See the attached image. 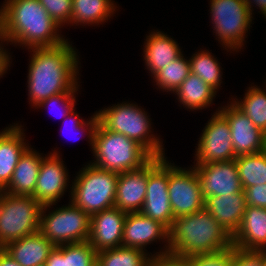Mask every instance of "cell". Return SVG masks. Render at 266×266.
I'll return each instance as SVG.
<instances>
[{"mask_svg":"<svg viewBox=\"0 0 266 266\" xmlns=\"http://www.w3.org/2000/svg\"><path fill=\"white\" fill-rule=\"evenodd\" d=\"M66 39L55 47L31 48L28 68V100L37 106L45 99L61 93L79 91V56ZM33 52V53H32Z\"/></svg>","mask_w":266,"mask_h":266,"instance_id":"cell-1","label":"cell"},{"mask_svg":"<svg viewBox=\"0 0 266 266\" xmlns=\"http://www.w3.org/2000/svg\"><path fill=\"white\" fill-rule=\"evenodd\" d=\"M3 7L8 44L27 47L29 51L31 48L55 47L66 41L60 33L61 27L39 0H5Z\"/></svg>","mask_w":266,"mask_h":266,"instance_id":"cell-2","label":"cell"},{"mask_svg":"<svg viewBox=\"0 0 266 266\" xmlns=\"http://www.w3.org/2000/svg\"><path fill=\"white\" fill-rule=\"evenodd\" d=\"M232 245V236L203 208L173 220L169 229L167 255L187 258L220 251Z\"/></svg>","mask_w":266,"mask_h":266,"instance_id":"cell-3","label":"cell"},{"mask_svg":"<svg viewBox=\"0 0 266 266\" xmlns=\"http://www.w3.org/2000/svg\"><path fill=\"white\" fill-rule=\"evenodd\" d=\"M92 152L95 160L90 164L116 173L139 169L152 158L140 144L107 130L100 122L94 132Z\"/></svg>","mask_w":266,"mask_h":266,"instance_id":"cell-4","label":"cell"},{"mask_svg":"<svg viewBox=\"0 0 266 266\" xmlns=\"http://www.w3.org/2000/svg\"><path fill=\"white\" fill-rule=\"evenodd\" d=\"M97 114L99 122L107 130L134 140L152 157H165L163 141L151 131L152 122L144 108L131 102H122L101 109Z\"/></svg>","mask_w":266,"mask_h":266,"instance_id":"cell-5","label":"cell"},{"mask_svg":"<svg viewBox=\"0 0 266 266\" xmlns=\"http://www.w3.org/2000/svg\"><path fill=\"white\" fill-rule=\"evenodd\" d=\"M70 188V202L90 216L114 207L119 173L87 163Z\"/></svg>","mask_w":266,"mask_h":266,"instance_id":"cell-6","label":"cell"},{"mask_svg":"<svg viewBox=\"0 0 266 266\" xmlns=\"http://www.w3.org/2000/svg\"><path fill=\"white\" fill-rule=\"evenodd\" d=\"M43 205L31 196L0 195V248L9 242L36 233Z\"/></svg>","mask_w":266,"mask_h":266,"instance_id":"cell-7","label":"cell"},{"mask_svg":"<svg viewBox=\"0 0 266 266\" xmlns=\"http://www.w3.org/2000/svg\"><path fill=\"white\" fill-rule=\"evenodd\" d=\"M213 31L224 49L239 51L244 46L253 16L245 0H210Z\"/></svg>","mask_w":266,"mask_h":266,"instance_id":"cell-8","label":"cell"},{"mask_svg":"<svg viewBox=\"0 0 266 266\" xmlns=\"http://www.w3.org/2000/svg\"><path fill=\"white\" fill-rule=\"evenodd\" d=\"M54 204L43 205L39 231L54 246L87 241L91 216L71 202L48 211ZM49 208V209H48ZM47 213V214H46Z\"/></svg>","mask_w":266,"mask_h":266,"instance_id":"cell-9","label":"cell"},{"mask_svg":"<svg viewBox=\"0 0 266 266\" xmlns=\"http://www.w3.org/2000/svg\"><path fill=\"white\" fill-rule=\"evenodd\" d=\"M169 161L165 157H152L148 161L147 192L140 213L171 228L174 215L168 193Z\"/></svg>","mask_w":266,"mask_h":266,"instance_id":"cell-10","label":"cell"},{"mask_svg":"<svg viewBox=\"0 0 266 266\" xmlns=\"http://www.w3.org/2000/svg\"><path fill=\"white\" fill-rule=\"evenodd\" d=\"M168 193L174 218L204 208L201 184L195 168H182L169 162Z\"/></svg>","mask_w":266,"mask_h":266,"instance_id":"cell-11","label":"cell"},{"mask_svg":"<svg viewBox=\"0 0 266 266\" xmlns=\"http://www.w3.org/2000/svg\"><path fill=\"white\" fill-rule=\"evenodd\" d=\"M195 153V164L230 161L237 157L231 141L230 125L218 109L202 130Z\"/></svg>","mask_w":266,"mask_h":266,"instance_id":"cell-12","label":"cell"},{"mask_svg":"<svg viewBox=\"0 0 266 266\" xmlns=\"http://www.w3.org/2000/svg\"><path fill=\"white\" fill-rule=\"evenodd\" d=\"M157 240L164 242V249L151 254L153 258L167 255L169 247V229L152 218L142 215L140 212L127 213L123 227L122 246L139 248L148 252L145 248Z\"/></svg>","mask_w":266,"mask_h":266,"instance_id":"cell-13","label":"cell"},{"mask_svg":"<svg viewBox=\"0 0 266 266\" xmlns=\"http://www.w3.org/2000/svg\"><path fill=\"white\" fill-rule=\"evenodd\" d=\"M60 151L45 154L42 158L33 198L42 205L55 204L69 186V173L64 166Z\"/></svg>","mask_w":266,"mask_h":266,"instance_id":"cell-14","label":"cell"},{"mask_svg":"<svg viewBox=\"0 0 266 266\" xmlns=\"http://www.w3.org/2000/svg\"><path fill=\"white\" fill-rule=\"evenodd\" d=\"M199 177L202 196H220L240 193L243 189L235 159L207 164H194Z\"/></svg>","mask_w":266,"mask_h":266,"instance_id":"cell-15","label":"cell"},{"mask_svg":"<svg viewBox=\"0 0 266 266\" xmlns=\"http://www.w3.org/2000/svg\"><path fill=\"white\" fill-rule=\"evenodd\" d=\"M230 103V104H229ZM218 111L227 119L236 156L264 151L265 133L231 101Z\"/></svg>","mask_w":266,"mask_h":266,"instance_id":"cell-16","label":"cell"},{"mask_svg":"<svg viewBox=\"0 0 266 266\" xmlns=\"http://www.w3.org/2000/svg\"><path fill=\"white\" fill-rule=\"evenodd\" d=\"M126 216L125 211L116 207L91 215L88 242L96 252L122 246Z\"/></svg>","mask_w":266,"mask_h":266,"instance_id":"cell-17","label":"cell"},{"mask_svg":"<svg viewBox=\"0 0 266 266\" xmlns=\"http://www.w3.org/2000/svg\"><path fill=\"white\" fill-rule=\"evenodd\" d=\"M148 162L141 168L119 173L114 207L126 213L140 212L146 197Z\"/></svg>","mask_w":266,"mask_h":266,"instance_id":"cell-18","label":"cell"},{"mask_svg":"<svg viewBox=\"0 0 266 266\" xmlns=\"http://www.w3.org/2000/svg\"><path fill=\"white\" fill-rule=\"evenodd\" d=\"M24 131L20 124L15 123L0 132V190L2 191L8 186L20 157L30 147L29 143H26Z\"/></svg>","mask_w":266,"mask_h":266,"instance_id":"cell-19","label":"cell"},{"mask_svg":"<svg viewBox=\"0 0 266 266\" xmlns=\"http://www.w3.org/2000/svg\"><path fill=\"white\" fill-rule=\"evenodd\" d=\"M233 246L248 251H266V209L246 206L242 222L232 236Z\"/></svg>","mask_w":266,"mask_h":266,"instance_id":"cell-20","label":"cell"},{"mask_svg":"<svg viewBox=\"0 0 266 266\" xmlns=\"http://www.w3.org/2000/svg\"><path fill=\"white\" fill-rule=\"evenodd\" d=\"M244 191L230 195L208 196L204 208L233 236L240 227L246 209Z\"/></svg>","mask_w":266,"mask_h":266,"instance_id":"cell-21","label":"cell"},{"mask_svg":"<svg viewBox=\"0 0 266 266\" xmlns=\"http://www.w3.org/2000/svg\"><path fill=\"white\" fill-rule=\"evenodd\" d=\"M144 43L143 58L151 77L183 54L177 41L162 31H151Z\"/></svg>","mask_w":266,"mask_h":266,"instance_id":"cell-22","label":"cell"},{"mask_svg":"<svg viewBox=\"0 0 266 266\" xmlns=\"http://www.w3.org/2000/svg\"><path fill=\"white\" fill-rule=\"evenodd\" d=\"M29 147L20 157L8 186L3 192L16 196H33L44 155Z\"/></svg>","mask_w":266,"mask_h":266,"instance_id":"cell-23","label":"cell"},{"mask_svg":"<svg viewBox=\"0 0 266 266\" xmlns=\"http://www.w3.org/2000/svg\"><path fill=\"white\" fill-rule=\"evenodd\" d=\"M54 245L40 231L9 242L3 249L22 266L44 264Z\"/></svg>","mask_w":266,"mask_h":266,"instance_id":"cell-24","label":"cell"},{"mask_svg":"<svg viewBox=\"0 0 266 266\" xmlns=\"http://www.w3.org/2000/svg\"><path fill=\"white\" fill-rule=\"evenodd\" d=\"M116 7L113 0H72L70 26H95L105 23L114 16Z\"/></svg>","mask_w":266,"mask_h":266,"instance_id":"cell-25","label":"cell"},{"mask_svg":"<svg viewBox=\"0 0 266 266\" xmlns=\"http://www.w3.org/2000/svg\"><path fill=\"white\" fill-rule=\"evenodd\" d=\"M216 93L212 87L193 73H190L174 92L177 95L178 102L190 111L210 107Z\"/></svg>","mask_w":266,"mask_h":266,"instance_id":"cell-26","label":"cell"},{"mask_svg":"<svg viewBox=\"0 0 266 266\" xmlns=\"http://www.w3.org/2000/svg\"><path fill=\"white\" fill-rule=\"evenodd\" d=\"M97 252L87 241L55 246L46 260L47 266H92Z\"/></svg>","mask_w":266,"mask_h":266,"instance_id":"cell-27","label":"cell"},{"mask_svg":"<svg viewBox=\"0 0 266 266\" xmlns=\"http://www.w3.org/2000/svg\"><path fill=\"white\" fill-rule=\"evenodd\" d=\"M232 103L266 134V85L265 89L249 86L244 98H232Z\"/></svg>","mask_w":266,"mask_h":266,"instance_id":"cell-28","label":"cell"},{"mask_svg":"<svg viewBox=\"0 0 266 266\" xmlns=\"http://www.w3.org/2000/svg\"><path fill=\"white\" fill-rule=\"evenodd\" d=\"M153 257L139 248L117 247L97 252L100 266H150Z\"/></svg>","mask_w":266,"mask_h":266,"instance_id":"cell-29","label":"cell"},{"mask_svg":"<svg viewBox=\"0 0 266 266\" xmlns=\"http://www.w3.org/2000/svg\"><path fill=\"white\" fill-rule=\"evenodd\" d=\"M242 189L266 183V154L264 151L239 155L235 158Z\"/></svg>","mask_w":266,"mask_h":266,"instance_id":"cell-30","label":"cell"},{"mask_svg":"<svg viewBox=\"0 0 266 266\" xmlns=\"http://www.w3.org/2000/svg\"><path fill=\"white\" fill-rule=\"evenodd\" d=\"M199 51L189 58L191 73L197 75L217 92L222 87L220 85L223 73L220 63L208 50Z\"/></svg>","mask_w":266,"mask_h":266,"instance_id":"cell-31","label":"cell"},{"mask_svg":"<svg viewBox=\"0 0 266 266\" xmlns=\"http://www.w3.org/2000/svg\"><path fill=\"white\" fill-rule=\"evenodd\" d=\"M190 73V61L185 59L182 54L179 58L159 70L153 76V80L160 90L174 93Z\"/></svg>","mask_w":266,"mask_h":266,"instance_id":"cell-32","label":"cell"},{"mask_svg":"<svg viewBox=\"0 0 266 266\" xmlns=\"http://www.w3.org/2000/svg\"><path fill=\"white\" fill-rule=\"evenodd\" d=\"M234 246L227 247L223 250L195 254L185 258L190 266H231L233 261Z\"/></svg>","mask_w":266,"mask_h":266,"instance_id":"cell-33","label":"cell"},{"mask_svg":"<svg viewBox=\"0 0 266 266\" xmlns=\"http://www.w3.org/2000/svg\"><path fill=\"white\" fill-rule=\"evenodd\" d=\"M51 18L63 28L71 24L72 0H39Z\"/></svg>","mask_w":266,"mask_h":266,"instance_id":"cell-34","label":"cell"},{"mask_svg":"<svg viewBox=\"0 0 266 266\" xmlns=\"http://www.w3.org/2000/svg\"><path fill=\"white\" fill-rule=\"evenodd\" d=\"M68 119H70L72 121H70V120L67 121ZM65 120H66V122H69L70 125H71V130L70 131H74V133L75 132L76 133L79 132V134L81 133L80 137L83 136V133H85L84 135H87V138L89 139L88 143H90L91 149H92L94 132H95V129L97 127V124L99 123V118H98L97 112H95L93 114V116L90 117L89 120L85 121L84 118L82 119V117H80L79 114L77 112H75V108H74L72 110V112L67 117H65V119L62 121L63 124H64ZM86 131H87V134H86Z\"/></svg>","mask_w":266,"mask_h":266,"instance_id":"cell-35","label":"cell"},{"mask_svg":"<svg viewBox=\"0 0 266 266\" xmlns=\"http://www.w3.org/2000/svg\"><path fill=\"white\" fill-rule=\"evenodd\" d=\"M76 93H61L52 97H49L47 99H45L44 101H42L41 103H39L37 106H35V108L39 109L40 107L42 108H49V107H56L57 105L60 106L61 110H63L59 115L61 118H65L67 117L72 110L75 108V102H76ZM50 108V109H51ZM53 109V108H52ZM59 109V108H58ZM56 113V111H55ZM58 116V114H57Z\"/></svg>","mask_w":266,"mask_h":266,"instance_id":"cell-36","label":"cell"},{"mask_svg":"<svg viewBox=\"0 0 266 266\" xmlns=\"http://www.w3.org/2000/svg\"><path fill=\"white\" fill-rule=\"evenodd\" d=\"M231 266H264V251H248L234 247Z\"/></svg>","mask_w":266,"mask_h":266,"instance_id":"cell-37","label":"cell"},{"mask_svg":"<svg viewBox=\"0 0 266 266\" xmlns=\"http://www.w3.org/2000/svg\"><path fill=\"white\" fill-rule=\"evenodd\" d=\"M246 205L266 209V183L243 189Z\"/></svg>","mask_w":266,"mask_h":266,"instance_id":"cell-38","label":"cell"},{"mask_svg":"<svg viewBox=\"0 0 266 266\" xmlns=\"http://www.w3.org/2000/svg\"><path fill=\"white\" fill-rule=\"evenodd\" d=\"M150 266H190L185 258L163 255L153 258Z\"/></svg>","mask_w":266,"mask_h":266,"instance_id":"cell-39","label":"cell"},{"mask_svg":"<svg viewBox=\"0 0 266 266\" xmlns=\"http://www.w3.org/2000/svg\"><path fill=\"white\" fill-rule=\"evenodd\" d=\"M5 42L8 45L7 40H0V78L4 76V74L7 72L12 62L10 61L11 60L10 53L6 51L5 46L2 45Z\"/></svg>","mask_w":266,"mask_h":266,"instance_id":"cell-40","label":"cell"},{"mask_svg":"<svg viewBox=\"0 0 266 266\" xmlns=\"http://www.w3.org/2000/svg\"><path fill=\"white\" fill-rule=\"evenodd\" d=\"M0 266H22L3 248H0Z\"/></svg>","mask_w":266,"mask_h":266,"instance_id":"cell-41","label":"cell"},{"mask_svg":"<svg viewBox=\"0 0 266 266\" xmlns=\"http://www.w3.org/2000/svg\"><path fill=\"white\" fill-rule=\"evenodd\" d=\"M247 5L249 6L250 13L253 16V7L257 6L256 8L260 9L259 12L266 18V0H245ZM254 3V4H253ZM253 5V6H252Z\"/></svg>","mask_w":266,"mask_h":266,"instance_id":"cell-42","label":"cell"},{"mask_svg":"<svg viewBox=\"0 0 266 266\" xmlns=\"http://www.w3.org/2000/svg\"><path fill=\"white\" fill-rule=\"evenodd\" d=\"M0 40L5 39V32H4V7L3 4L0 8Z\"/></svg>","mask_w":266,"mask_h":266,"instance_id":"cell-43","label":"cell"},{"mask_svg":"<svg viewBox=\"0 0 266 266\" xmlns=\"http://www.w3.org/2000/svg\"><path fill=\"white\" fill-rule=\"evenodd\" d=\"M264 266H266V251H264Z\"/></svg>","mask_w":266,"mask_h":266,"instance_id":"cell-44","label":"cell"},{"mask_svg":"<svg viewBox=\"0 0 266 266\" xmlns=\"http://www.w3.org/2000/svg\"><path fill=\"white\" fill-rule=\"evenodd\" d=\"M264 152L266 154V134H265Z\"/></svg>","mask_w":266,"mask_h":266,"instance_id":"cell-45","label":"cell"},{"mask_svg":"<svg viewBox=\"0 0 266 266\" xmlns=\"http://www.w3.org/2000/svg\"><path fill=\"white\" fill-rule=\"evenodd\" d=\"M92 266H100L97 262L95 264H93Z\"/></svg>","mask_w":266,"mask_h":266,"instance_id":"cell-46","label":"cell"},{"mask_svg":"<svg viewBox=\"0 0 266 266\" xmlns=\"http://www.w3.org/2000/svg\"><path fill=\"white\" fill-rule=\"evenodd\" d=\"M37 266H47V265H46V263H44V264H41V265H37Z\"/></svg>","mask_w":266,"mask_h":266,"instance_id":"cell-47","label":"cell"}]
</instances>
